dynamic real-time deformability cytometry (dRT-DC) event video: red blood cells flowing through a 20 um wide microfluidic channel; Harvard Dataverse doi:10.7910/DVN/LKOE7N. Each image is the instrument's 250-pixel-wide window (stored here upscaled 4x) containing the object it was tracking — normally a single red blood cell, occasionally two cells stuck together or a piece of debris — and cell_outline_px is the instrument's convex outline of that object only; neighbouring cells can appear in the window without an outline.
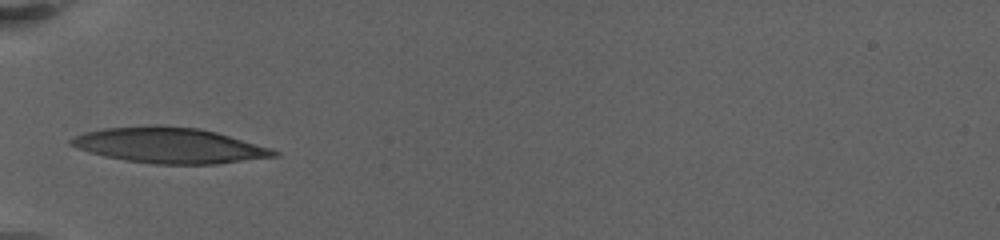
{"species": "human", "species_latin": "Homo sapiens", "temperature_condition": "warm", "stored_images_in_passage": 29, "camera_frame_rate_fps": 3000, "um_per_image_px": 0.085, "donor": {"sex": "female"}, "frame": {"image": 1, "passage_image": 1, "time_ms": 0.0, "image_size_px": [1000, 240], "cell_outline_px": [[280, 156], [216, 164], [156, 164], [124, 160], [104, 156], [88, 152], [76, 148], [68, 144], [68, 140], [84, 132], [104, 128], [148, 124], [160, 124], [200, 128], [216, 132], [272, 148], [280, 152]], "centroid_in_image_um": [14.39, 12.34], "position_along_channel_um": 70.6, "area_um2": 42.54}}
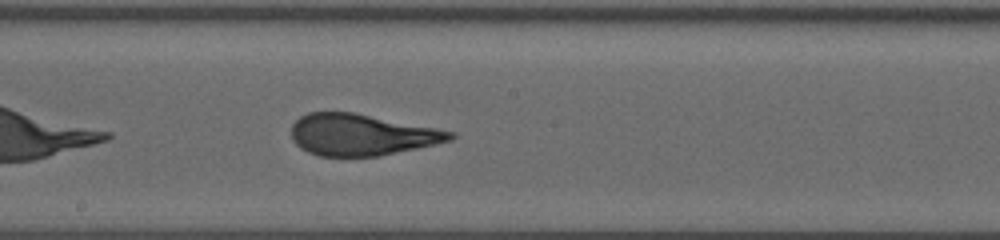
{"frame": {"image": 2, "passage_image": 12, "time_ms": 4.667, "image_size_px": [1000, 240], "cell_outline_px": [[456, 136], [452, 140], [380, 156], [320, 156], [308, 152], [300, 148], [292, 140], [292, 124], [300, 116], [308, 112], [352, 112], [436, 128], [456, 132]], "centroid_in_image_um": [30.71, 11.45], "position_along_channel_um": 217.5, "area_um2": 38.21}}
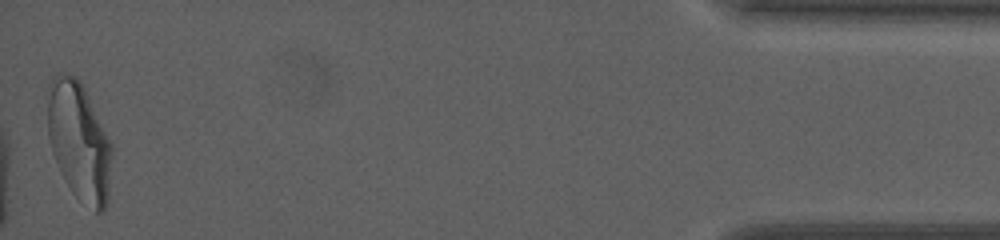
{"frame": {"image": 3, "passage_image": 29, "time_ms": 13.667, "image_size_px": [1000, 240], "cell_outline_px": [[112, 156], [108, 200], [104, 212], [96, 212], [76, 196], [72, 192], [52, 152], [48, 136], [48, 84], [52, 76], [60, 72], [76, 76], [80, 80], [112, 144]], "centroid_in_image_um": [6.73, 11.99], "position_along_channel_um": 428.5, "area_um2": 44.16}, "authors_computed_cell_mechanics": {"area_um2": 39.7086, "velocity_mm_per_s": 3.199, "shape_relaxation_time_tau1_ms": 7.9164, "shape_relaxation_time_tau2_ms": 1.0944, "deformation_change_tau1": 0.2723, "deformation_change_tau2": 0.0963}}